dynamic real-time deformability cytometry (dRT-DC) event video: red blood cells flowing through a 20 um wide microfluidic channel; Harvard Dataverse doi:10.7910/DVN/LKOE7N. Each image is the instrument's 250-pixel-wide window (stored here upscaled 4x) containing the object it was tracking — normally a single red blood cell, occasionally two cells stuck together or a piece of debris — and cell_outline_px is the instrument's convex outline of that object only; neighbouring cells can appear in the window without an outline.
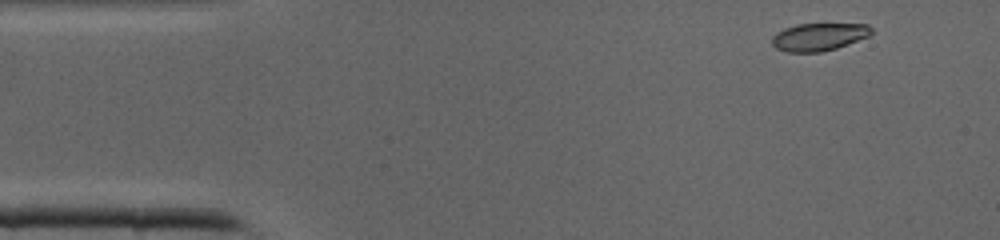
{"species": "common noctule bat (a hibernating species)", "species_latin": "Nyctalus noctula", "temperature_condition": "cold", "stored_images_in_passage": 10, "camera_frame_rate_fps": 3000, "um_per_image_px": 0.085, "animal": {"sex": "male", "body_mass_g": 19.0, "forearm_length_mm": 50.8}, "frame": {"image": 1, "passage_image": 1, "time_ms": 0.0, "image_size_px": [1000, 240], "cell_outline_px": [[872, 32], [868, 36], [836, 48], [820, 52], [788, 52], [776, 48], [772, 44], [772, 36], [776, 32], [784, 28], [796, 24], [868, 24], [872, 28]], "centroid_in_image_um": [69.57, 3.12], "position_along_channel_um": 15.4, "area_um2": 15.95}}
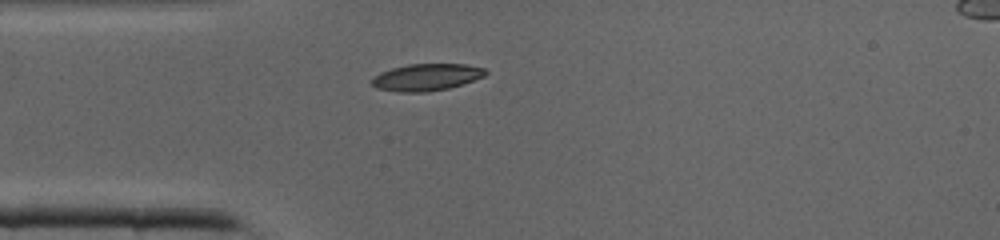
{"frame": {"image": 2, "passage_image": 8, "time_ms": 2.333, "image_size_px": [1000, 240], "cell_outline_px": [[488, 72], [484, 76], [448, 88], [424, 92], [396, 92], [376, 88], [372, 84], [372, 80], [380, 72], [392, 68], [408, 64], [464, 64], [484, 68]], "centroid_in_image_um": [36.23, 6.56], "position_along_channel_um": 48.8, "area_um2": 17.63}}